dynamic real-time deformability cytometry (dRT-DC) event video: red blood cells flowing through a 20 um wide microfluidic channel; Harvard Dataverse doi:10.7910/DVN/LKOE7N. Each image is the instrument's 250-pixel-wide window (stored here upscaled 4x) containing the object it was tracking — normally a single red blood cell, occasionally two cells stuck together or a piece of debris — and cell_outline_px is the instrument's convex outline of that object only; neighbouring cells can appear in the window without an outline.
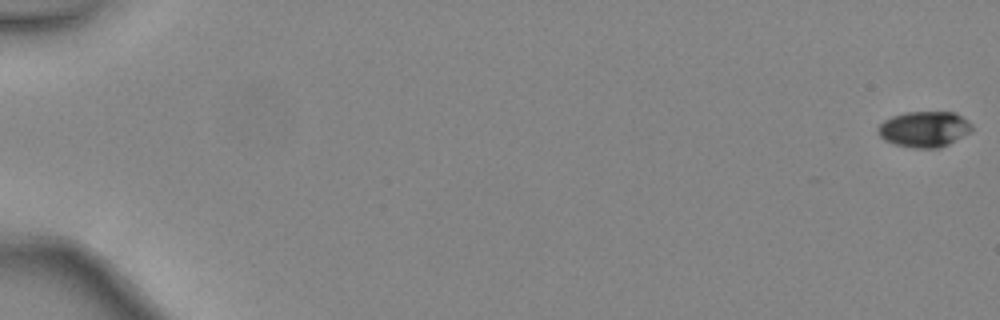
{"species": "common noctule bat (a hibernating species)", "species_latin": "Nyctalus noctula", "temperature_condition": "warm", "stored_images_in_passage": 48, "camera_frame_rate_fps": 3000, "um_per_image_px": 0.085, "animal": {"sex": "female", "body_mass_g": 24.6, "forearm_length_mm": 56.2}, "frame": {"image": 1, "passage_image": 1, "time_ms": 0.0, "image_size_px": [1000, 320], "cell_outline_px": [[972, 132], [948, 144], [936, 148], [912, 148], [896, 144], [884, 140], [876, 132], [876, 128], [884, 120], [892, 116], [904, 112], [956, 112], [968, 120], [972, 124]], "centroid_in_image_um": [78.56, 10.97], "position_along_channel_um": 6.4, "area_um2": 19.77}}
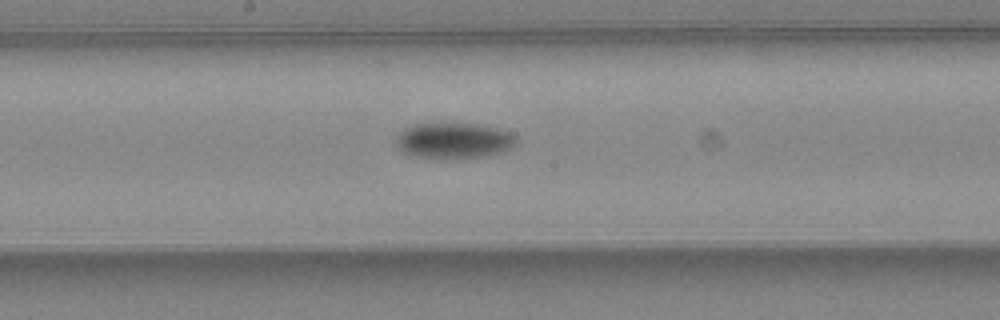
{"frame": {"image": 2, "passage_image": 28, "time_ms": 9.0, "image_size_px": [1000, 320], "cell_outline_px": [[520, 140], [512, 148], [504, 152], [488, 156], [460, 160], [444, 160], [412, 156], [404, 152], [396, 144], [396, 136], [404, 128], [416, 124], [476, 124], [500, 128], [512, 132]], "centroid_in_image_um": [38.65, 11.99], "position_along_channel_um": 209.6, "area_um2": 25.95}}
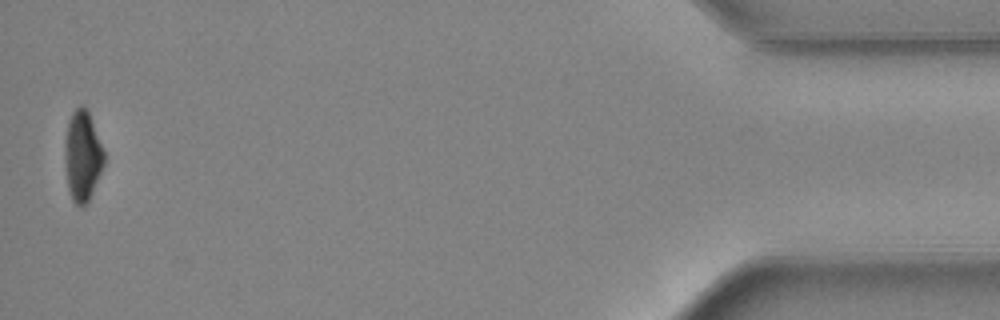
{"frame": {"image": 3, "passage_image": 48, "time_ms": 15.667, "image_size_px": [1000, 320], "cell_outline_px": [[104, 164], [92, 192], [84, 208], [76, 204], [72, 200], [68, 188], [64, 160], [64, 140], [68, 120], [72, 112], [80, 104], [88, 112], [104, 152]], "centroid_in_image_um": [6.98, 13.27], "position_along_channel_um": 428.2, "area_um2": 20.52}, "authors_computed_cell_mechanics": {"area_um2": 22.0507, "velocity_mm_per_s": 4.4821, "shape_relaxation_time_tau1_ms": 3.0588, "shape_relaxation_time_tau2_ms": null, "deformation_change_tau1": 0.1149, "deformation_change_tau2": null}}